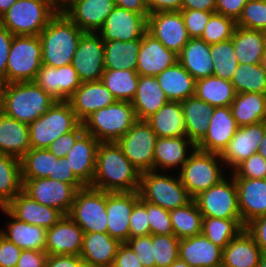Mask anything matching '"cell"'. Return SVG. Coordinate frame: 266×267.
Masks as SVG:
<instances>
[{
  "instance_id": "6da1fadb",
  "label": "cell",
  "mask_w": 266,
  "mask_h": 267,
  "mask_svg": "<svg viewBox=\"0 0 266 267\" xmlns=\"http://www.w3.org/2000/svg\"><path fill=\"white\" fill-rule=\"evenodd\" d=\"M140 174L117 142H100L90 187L106 192L138 191Z\"/></svg>"
},
{
  "instance_id": "7a4b0ae2",
  "label": "cell",
  "mask_w": 266,
  "mask_h": 267,
  "mask_svg": "<svg viewBox=\"0 0 266 267\" xmlns=\"http://www.w3.org/2000/svg\"><path fill=\"white\" fill-rule=\"evenodd\" d=\"M83 33L62 10H59L39 34L42 64L55 68L71 64Z\"/></svg>"
},
{
  "instance_id": "3957f363",
  "label": "cell",
  "mask_w": 266,
  "mask_h": 267,
  "mask_svg": "<svg viewBox=\"0 0 266 267\" xmlns=\"http://www.w3.org/2000/svg\"><path fill=\"white\" fill-rule=\"evenodd\" d=\"M56 101L34 81L7 83L3 113L29 125L45 115Z\"/></svg>"
},
{
  "instance_id": "277c9868",
  "label": "cell",
  "mask_w": 266,
  "mask_h": 267,
  "mask_svg": "<svg viewBox=\"0 0 266 267\" xmlns=\"http://www.w3.org/2000/svg\"><path fill=\"white\" fill-rule=\"evenodd\" d=\"M59 10L54 0H17L0 17V24L13 35H39Z\"/></svg>"
},
{
  "instance_id": "5b68a950",
  "label": "cell",
  "mask_w": 266,
  "mask_h": 267,
  "mask_svg": "<svg viewBox=\"0 0 266 267\" xmlns=\"http://www.w3.org/2000/svg\"><path fill=\"white\" fill-rule=\"evenodd\" d=\"M175 173L153 170L141 173L138 189L140 199L168 211L189 203L192 198L182 185L178 172Z\"/></svg>"
},
{
  "instance_id": "8992f818",
  "label": "cell",
  "mask_w": 266,
  "mask_h": 267,
  "mask_svg": "<svg viewBox=\"0 0 266 267\" xmlns=\"http://www.w3.org/2000/svg\"><path fill=\"white\" fill-rule=\"evenodd\" d=\"M225 169L220 154L205 152L196 148L178 174L182 185L194 199L228 175L226 173L228 171Z\"/></svg>"
},
{
  "instance_id": "52a82bcc",
  "label": "cell",
  "mask_w": 266,
  "mask_h": 267,
  "mask_svg": "<svg viewBox=\"0 0 266 267\" xmlns=\"http://www.w3.org/2000/svg\"><path fill=\"white\" fill-rule=\"evenodd\" d=\"M137 121L129 101H115L88 116L82 123L85 132L99 142H117Z\"/></svg>"
},
{
  "instance_id": "ba28073f",
  "label": "cell",
  "mask_w": 266,
  "mask_h": 267,
  "mask_svg": "<svg viewBox=\"0 0 266 267\" xmlns=\"http://www.w3.org/2000/svg\"><path fill=\"white\" fill-rule=\"evenodd\" d=\"M41 66L42 44L39 35H14L4 82L34 81Z\"/></svg>"
},
{
  "instance_id": "9c48e42d",
  "label": "cell",
  "mask_w": 266,
  "mask_h": 267,
  "mask_svg": "<svg viewBox=\"0 0 266 267\" xmlns=\"http://www.w3.org/2000/svg\"><path fill=\"white\" fill-rule=\"evenodd\" d=\"M80 123L68 101H56L45 115L28 125L31 148L47 149L53 141L73 131Z\"/></svg>"
},
{
  "instance_id": "30bf717a",
  "label": "cell",
  "mask_w": 266,
  "mask_h": 267,
  "mask_svg": "<svg viewBox=\"0 0 266 267\" xmlns=\"http://www.w3.org/2000/svg\"><path fill=\"white\" fill-rule=\"evenodd\" d=\"M67 215L84 233H107L106 191L90 186L77 190Z\"/></svg>"
},
{
  "instance_id": "8fae6325",
  "label": "cell",
  "mask_w": 266,
  "mask_h": 267,
  "mask_svg": "<svg viewBox=\"0 0 266 267\" xmlns=\"http://www.w3.org/2000/svg\"><path fill=\"white\" fill-rule=\"evenodd\" d=\"M194 200L203 217L241 219L237 186L231 173Z\"/></svg>"
},
{
  "instance_id": "7c38bea8",
  "label": "cell",
  "mask_w": 266,
  "mask_h": 267,
  "mask_svg": "<svg viewBox=\"0 0 266 267\" xmlns=\"http://www.w3.org/2000/svg\"><path fill=\"white\" fill-rule=\"evenodd\" d=\"M156 133L145 120H137L117 144L123 154L140 172L155 171Z\"/></svg>"
},
{
  "instance_id": "4fadbf2b",
  "label": "cell",
  "mask_w": 266,
  "mask_h": 267,
  "mask_svg": "<svg viewBox=\"0 0 266 267\" xmlns=\"http://www.w3.org/2000/svg\"><path fill=\"white\" fill-rule=\"evenodd\" d=\"M71 65L81 82L100 81L104 66V41L98 33L84 32Z\"/></svg>"
},
{
  "instance_id": "5bb4252c",
  "label": "cell",
  "mask_w": 266,
  "mask_h": 267,
  "mask_svg": "<svg viewBox=\"0 0 266 267\" xmlns=\"http://www.w3.org/2000/svg\"><path fill=\"white\" fill-rule=\"evenodd\" d=\"M22 190L42 205L67 215L74 202L76 189L68 183L50 178L22 179Z\"/></svg>"
},
{
  "instance_id": "9a60e30c",
  "label": "cell",
  "mask_w": 266,
  "mask_h": 267,
  "mask_svg": "<svg viewBox=\"0 0 266 267\" xmlns=\"http://www.w3.org/2000/svg\"><path fill=\"white\" fill-rule=\"evenodd\" d=\"M147 32L177 55L190 39L180 11L148 15Z\"/></svg>"
},
{
  "instance_id": "2e32d148",
  "label": "cell",
  "mask_w": 266,
  "mask_h": 267,
  "mask_svg": "<svg viewBox=\"0 0 266 267\" xmlns=\"http://www.w3.org/2000/svg\"><path fill=\"white\" fill-rule=\"evenodd\" d=\"M147 17L115 6L97 33L103 41L140 39L147 32Z\"/></svg>"
},
{
  "instance_id": "e0dca14e",
  "label": "cell",
  "mask_w": 266,
  "mask_h": 267,
  "mask_svg": "<svg viewBox=\"0 0 266 267\" xmlns=\"http://www.w3.org/2000/svg\"><path fill=\"white\" fill-rule=\"evenodd\" d=\"M266 133V121L239 127L220 154L226 170L232 172L240 163L256 154ZM228 168V169H227Z\"/></svg>"
},
{
  "instance_id": "ac0fdd59",
  "label": "cell",
  "mask_w": 266,
  "mask_h": 267,
  "mask_svg": "<svg viewBox=\"0 0 266 267\" xmlns=\"http://www.w3.org/2000/svg\"><path fill=\"white\" fill-rule=\"evenodd\" d=\"M115 6L114 0H66L60 10L83 32L97 33Z\"/></svg>"
},
{
  "instance_id": "d6986e66",
  "label": "cell",
  "mask_w": 266,
  "mask_h": 267,
  "mask_svg": "<svg viewBox=\"0 0 266 267\" xmlns=\"http://www.w3.org/2000/svg\"><path fill=\"white\" fill-rule=\"evenodd\" d=\"M139 199L138 191L106 192L107 233L121 243L129 239V220Z\"/></svg>"
},
{
  "instance_id": "ffe728a7",
  "label": "cell",
  "mask_w": 266,
  "mask_h": 267,
  "mask_svg": "<svg viewBox=\"0 0 266 267\" xmlns=\"http://www.w3.org/2000/svg\"><path fill=\"white\" fill-rule=\"evenodd\" d=\"M34 82L57 101H68L81 85L77 71L71 64L58 68L42 64Z\"/></svg>"
},
{
  "instance_id": "44dd1931",
  "label": "cell",
  "mask_w": 266,
  "mask_h": 267,
  "mask_svg": "<svg viewBox=\"0 0 266 267\" xmlns=\"http://www.w3.org/2000/svg\"><path fill=\"white\" fill-rule=\"evenodd\" d=\"M238 128L230 106L214 107L208 131L196 148L205 152L221 154Z\"/></svg>"
},
{
  "instance_id": "7402d4cb",
  "label": "cell",
  "mask_w": 266,
  "mask_h": 267,
  "mask_svg": "<svg viewBox=\"0 0 266 267\" xmlns=\"http://www.w3.org/2000/svg\"><path fill=\"white\" fill-rule=\"evenodd\" d=\"M84 232L68 215L46 229L45 251L48 255H80Z\"/></svg>"
},
{
  "instance_id": "603a6c76",
  "label": "cell",
  "mask_w": 266,
  "mask_h": 267,
  "mask_svg": "<svg viewBox=\"0 0 266 267\" xmlns=\"http://www.w3.org/2000/svg\"><path fill=\"white\" fill-rule=\"evenodd\" d=\"M4 208L16 219L45 229L51 228L64 216L56 208L38 203L23 190Z\"/></svg>"
},
{
  "instance_id": "cb8c5ba5",
  "label": "cell",
  "mask_w": 266,
  "mask_h": 267,
  "mask_svg": "<svg viewBox=\"0 0 266 267\" xmlns=\"http://www.w3.org/2000/svg\"><path fill=\"white\" fill-rule=\"evenodd\" d=\"M137 60L138 75L156 77L166 68L175 65L178 55L146 32L141 40Z\"/></svg>"
},
{
  "instance_id": "d4e9b609",
  "label": "cell",
  "mask_w": 266,
  "mask_h": 267,
  "mask_svg": "<svg viewBox=\"0 0 266 267\" xmlns=\"http://www.w3.org/2000/svg\"><path fill=\"white\" fill-rule=\"evenodd\" d=\"M116 99L100 81L81 82L68 99L76 118L82 123L88 116L99 109L113 104Z\"/></svg>"
},
{
  "instance_id": "484cf974",
  "label": "cell",
  "mask_w": 266,
  "mask_h": 267,
  "mask_svg": "<svg viewBox=\"0 0 266 267\" xmlns=\"http://www.w3.org/2000/svg\"><path fill=\"white\" fill-rule=\"evenodd\" d=\"M196 146L187 136L158 137L154 148L155 171H180Z\"/></svg>"
},
{
  "instance_id": "4316f807",
  "label": "cell",
  "mask_w": 266,
  "mask_h": 267,
  "mask_svg": "<svg viewBox=\"0 0 266 267\" xmlns=\"http://www.w3.org/2000/svg\"><path fill=\"white\" fill-rule=\"evenodd\" d=\"M99 143L92 134L84 132L65 156L69 168L85 186H91L94 178Z\"/></svg>"
},
{
  "instance_id": "83f0119b",
  "label": "cell",
  "mask_w": 266,
  "mask_h": 267,
  "mask_svg": "<svg viewBox=\"0 0 266 267\" xmlns=\"http://www.w3.org/2000/svg\"><path fill=\"white\" fill-rule=\"evenodd\" d=\"M222 250L203 234L179 242V258L190 267H221Z\"/></svg>"
},
{
  "instance_id": "f1b7e54d",
  "label": "cell",
  "mask_w": 266,
  "mask_h": 267,
  "mask_svg": "<svg viewBox=\"0 0 266 267\" xmlns=\"http://www.w3.org/2000/svg\"><path fill=\"white\" fill-rule=\"evenodd\" d=\"M242 223L266 215V179L234 178Z\"/></svg>"
},
{
  "instance_id": "f546056e",
  "label": "cell",
  "mask_w": 266,
  "mask_h": 267,
  "mask_svg": "<svg viewBox=\"0 0 266 267\" xmlns=\"http://www.w3.org/2000/svg\"><path fill=\"white\" fill-rule=\"evenodd\" d=\"M0 212L2 216L6 215L9 219L3 225L5 228H0V234L3 237L22 250L45 251V228L16 219L4 207Z\"/></svg>"
},
{
  "instance_id": "4dcf8cb0",
  "label": "cell",
  "mask_w": 266,
  "mask_h": 267,
  "mask_svg": "<svg viewBox=\"0 0 266 267\" xmlns=\"http://www.w3.org/2000/svg\"><path fill=\"white\" fill-rule=\"evenodd\" d=\"M121 244L108 233H84L80 256L87 267H112Z\"/></svg>"
},
{
  "instance_id": "1f68e13d",
  "label": "cell",
  "mask_w": 266,
  "mask_h": 267,
  "mask_svg": "<svg viewBox=\"0 0 266 267\" xmlns=\"http://www.w3.org/2000/svg\"><path fill=\"white\" fill-rule=\"evenodd\" d=\"M262 252L244 228L222 250L221 267H257Z\"/></svg>"
},
{
  "instance_id": "d6a6232c",
  "label": "cell",
  "mask_w": 266,
  "mask_h": 267,
  "mask_svg": "<svg viewBox=\"0 0 266 267\" xmlns=\"http://www.w3.org/2000/svg\"><path fill=\"white\" fill-rule=\"evenodd\" d=\"M169 100L156 77L139 75L137 92L131 104L137 120H146Z\"/></svg>"
},
{
  "instance_id": "836d02e7",
  "label": "cell",
  "mask_w": 266,
  "mask_h": 267,
  "mask_svg": "<svg viewBox=\"0 0 266 267\" xmlns=\"http://www.w3.org/2000/svg\"><path fill=\"white\" fill-rule=\"evenodd\" d=\"M30 148L28 124L0 114V153L20 160Z\"/></svg>"
},
{
  "instance_id": "e575fe53",
  "label": "cell",
  "mask_w": 266,
  "mask_h": 267,
  "mask_svg": "<svg viewBox=\"0 0 266 267\" xmlns=\"http://www.w3.org/2000/svg\"><path fill=\"white\" fill-rule=\"evenodd\" d=\"M178 62L195 80L213 75L210 45L201 38H190L178 54Z\"/></svg>"
},
{
  "instance_id": "d590c367",
  "label": "cell",
  "mask_w": 266,
  "mask_h": 267,
  "mask_svg": "<svg viewBox=\"0 0 266 267\" xmlns=\"http://www.w3.org/2000/svg\"><path fill=\"white\" fill-rule=\"evenodd\" d=\"M186 136L196 146L206 135L214 107L195 95L181 101Z\"/></svg>"
},
{
  "instance_id": "8d00e7d4",
  "label": "cell",
  "mask_w": 266,
  "mask_h": 267,
  "mask_svg": "<svg viewBox=\"0 0 266 267\" xmlns=\"http://www.w3.org/2000/svg\"><path fill=\"white\" fill-rule=\"evenodd\" d=\"M169 101H184L195 95V79L179 63L166 68L156 76Z\"/></svg>"
},
{
  "instance_id": "74e56055",
  "label": "cell",
  "mask_w": 266,
  "mask_h": 267,
  "mask_svg": "<svg viewBox=\"0 0 266 267\" xmlns=\"http://www.w3.org/2000/svg\"><path fill=\"white\" fill-rule=\"evenodd\" d=\"M145 121L156 133L157 137L186 136L181 102L168 101Z\"/></svg>"
},
{
  "instance_id": "f35d334b",
  "label": "cell",
  "mask_w": 266,
  "mask_h": 267,
  "mask_svg": "<svg viewBox=\"0 0 266 267\" xmlns=\"http://www.w3.org/2000/svg\"><path fill=\"white\" fill-rule=\"evenodd\" d=\"M232 43L239 64L266 63L262 31L236 26Z\"/></svg>"
},
{
  "instance_id": "ab89813d",
  "label": "cell",
  "mask_w": 266,
  "mask_h": 267,
  "mask_svg": "<svg viewBox=\"0 0 266 267\" xmlns=\"http://www.w3.org/2000/svg\"><path fill=\"white\" fill-rule=\"evenodd\" d=\"M230 107L239 127L266 121V94L255 92L236 94Z\"/></svg>"
},
{
  "instance_id": "60d3db41",
  "label": "cell",
  "mask_w": 266,
  "mask_h": 267,
  "mask_svg": "<svg viewBox=\"0 0 266 267\" xmlns=\"http://www.w3.org/2000/svg\"><path fill=\"white\" fill-rule=\"evenodd\" d=\"M141 40L104 41V66L113 70H136Z\"/></svg>"
},
{
  "instance_id": "b9f144b4",
  "label": "cell",
  "mask_w": 266,
  "mask_h": 267,
  "mask_svg": "<svg viewBox=\"0 0 266 267\" xmlns=\"http://www.w3.org/2000/svg\"><path fill=\"white\" fill-rule=\"evenodd\" d=\"M195 96L213 107L231 106L236 92L229 80L214 75L195 81Z\"/></svg>"
},
{
  "instance_id": "7bdbcfd3",
  "label": "cell",
  "mask_w": 266,
  "mask_h": 267,
  "mask_svg": "<svg viewBox=\"0 0 266 267\" xmlns=\"http://www.w3.org/2000/svg\"><path fill=\"white\" fill-rule=\"evenodd\" d=\"M169 213L174 235L178 239L202 234L203 216L194 199Z\"/></svg>"
},
{
  "instance_id": "ee69618b",
  "label": "cell",
  "mask_w": 266,
  "mask_h": 267,
  "mask_svg": "<svg viewBox=\"0 0 266 267\" xmlns=\"http://www.w3.org/2000/svg\"><path fill=\"white\" fill-rule=\"evenodd\" d=\"M138 80L139 75L136 70L105 69L101 77V82L117 101L129 102L136 95Z\"/></svg>"
},
{
  "instance_id": "f6af8a7d",
  "label": "cell",
  "mask_w": 266,
  "mask_h": 267,
  "mask_svg": "<svg viewBox=\"0 0 266 267\" xmlns=\"http://www.w3.org/2000/svg\"><path fill=\"white\" fill-rule=\"evenodd\" d=\"M20 160L0 153V205L5 207L22 191Z\"/></svg>"
},
{
  "instance_id": "bcb514c9",
  "label": "cell",
  "mask_w": 266,
  "mask_h": 267,
  "mask_svg": "<svg viewBox=\"0 0 266 267\" xmlns=\"http://www.w3.org/2000/svg\"><path fill=\"white\" fill-rule=\"evenodd\" d=\"M57 160L48 149L30 148L20 159L22 179L54 177Z\"/></svg>"
},
{
  "instance_id": "7dc6e473",
  "label": "cell",
  "mask_w": 266,
  "mask_h": 267,
  "mask_svg": "<svg viewBox=\"0 0 266 267\" xmlns=\"http://www.w3.org/2000/svg\"><path fill=\"white\" fill-rule=\"evenodd\" d=\"M230 82L236 94L248 92L266 94V63L239 64Z\"/></svg>"
},
{
  "instance_id": "c3c4849f",
  "label": "cell",
  "mask_w": 266,
  "mask_h": 267,
  "mask_svg": "<svg viewBox=\"0 0 266 267\" xmlns=\"http://www.w3.org/2000/svg\"><path fill=\"white\" fill-rule=\"evenodd\" d=\"M244 228L242 219L203 217L202 234L222 249Z\"/></svg>"
},
{
  "instance_id": "681fc988",
  "label": "cell",
  "mask_w": 266,
  "mask_h": 267,
  "mask_svg": "<svg viewBox=\"0 0 266 267\" xmlns=\"http://www.w3.org/2000/svg\"><path fill=\"white\" fill-rule=\"evenodd\" d=\"M210 55L213 59V75L231 81L239 66L232 38L210 45Z\"/></svg>"
},
{
  "instance_id": "f907efd6",
  "label": "cell",
  "mask_w": 266,
  "mask_h": 267,
  "mask_svg": "<svg viewBox=\"0 0 266 267\" xmlns=\"http://www.w3.org/2000/svg\"><path fill=\"white\" fill-rule=\"evenodd\" d=\"M236 27L233 18L214 13L206 24L201 39L209 45L230 40Z\"/></svg>"
},
{
  "instance_id": "816d5d0a",
  "label": "cell",
  "mask_w": 266,
  "mask_h": 267,
  "mask_svg": "<svg viewBox=\"0 0 266 267\" xmlns=\"http://www.w3.org/2000/svg\"><path fill=\"white\" fill-rule=\"evenodd\" d=\"M179 242L174 234L152 235L156 267H169L179 257Z\"/></svg>"
},
{
  "instance_id": "f5cc1de1",
  "label": "cell",
  "mask_w": 266,
  "mask_h": 267,
  "mask_svg": "<svg viewBox=\"0 0 266 267\" xmlns=\"http://www.w3.org/2000/svg\"><path fill=\"white\" fill-rule=\"evenodd\" d=\"M236 26L249 30H266V2L249 0L243 7L242 14L236 21Z\"/></svg>"
},
{
  "instance_id": "db71d44e",
  "label": "cell",
  "mask_w": 266,
  "mask_h": 267,
  "mask_svg": "<svg viewBox=\"0 0 266 267\" xmlns=\"http://www.w3.org/2000/svg\"><path fill=\"white\" fill-rule=\"evenodd\" d=\"M230 173L234 178L266 179V160L258 153L253 154Z\"/></svg>"
},
{
  "instance_id": "11a10c76",
  "label": "cell",
  "mask_w": 266,
  "mask_h": 267,
  "mask_svg": "<svg viewBox=\"0 0 266 267\" xmlns=\"http://www.w3.org/2000/svg\"><path fill=\"white\" fill-rule=\"evenodd\" d=\"M147 214L151 235L174 234L168 210L147 202Z\"/></svg>"
},
{
  "instance_id": "9f6ffc18",
  "label": "cell",
  "mask_w": 266,
  "mask_h": 267,
  "mask_svg": "<svg viewBox=\"0 0 266 267\" xmlns=\"http://www.w3.org/2000/svg\"><path fill=\"white\" fill-rule=\"evenodd\" d=\"M129 223V238L150 234L147 202L139 199L133 207Z\"/></svg>"
},
{
  "instance_id": "6f0895ef",
  "label": "cell",
  "mask_w": 266,
  "mask_h": 267,
  "mask_svg": "<svg viewBox=\"0 0 266 267\" xmlns=\"http://www.w3.org/2000/svg\"><path fill=\"white\" fill-rule=\"evenodd\" d=\"M180 12L190 38H201L206 24L209 22L210 17L214 14V12L194 9H182Z\"/></svg>"
},
{
  "instance_id": "680465c9",
  "label": "cell",
  "mask_w": 266,
  "mask_h": 267,
  "mask_svg": "<svg viewBox=\"0 0 266 267\" xmlns=\"http://www.w3.org/2000/svg\"><path fill=\"white\" fill-rule=\"evenodd\" d=\"M126 243L137 254L143 267H156L151 234L129 238Z\"/></svg>"
},
{
  "instance_id": "91938a15",
  "label": "cell",
  "mask_w": 266,
  "mask_h": 267,
  "mask_svg": "<svg viewBox=\"0 0 266 267\" xmlns=\"http://www.w3.org/2000/svg\"><path fill=\"white\" fill-rule=\"evenodd\" d=\"M84 132V125L80 123L73 131L67 132L53 141L47 149L57 158H64Z\"/></svg>"
},
{
  "instance_id": "94428289",
  "label": "cell",
  "mask_w": 266,
  "mask_h": 267,
  "mask_svg": "<svg viewBox=\"0 0 266 267\" xmlns=\"http://www.w3.org/2000/svg\"><path fill=\"white\" fill-rule=\"evenodd\" d=\"M53 180H59L71 184L76 190L86 187L73 173L67 164V159L58 158L55 162L54 177H48Z\"/></svg>"
},
{
  "instance_id": "6125c7cd",
  "label": "cell",
  "mask_w": 266,
  "mask_h": 267,
  "mask_svg": "<svg viewBox=\"0 0 266 267\" xmlns=\"http://www.w3.org/2000/svg\"><path fill=\"white\" fill-rule=\"evenodd\" d=\"M22 249L0 234V267H16Z\"/></svg>"
},
{
  "instance_id": "be15d7a7",
  "label": "cell",
  "mask_w": 266,
  "mask_h": 267,
  "mask_svg": "<svg viewBox=\"0 0 266 267\" xmlns=\"http://www.w3.org/2000/svg\"><path fill=\"white\" fill-rule=\"evenodd\" d=\"M245 229L253 237L262 254H266V215L254 218L245 225Z\"/></svg>"
},
{
  "instance_id": "e7e4bbea",
  "label": "cell",
  "mask_w": 266,
  "mask_h": 267,
  "mask_svg": "<svg viewBox=\"0 0 266 267\" xmlns=\"http://www.w3.org/2000/svg\"><path fill=\"white\" fill-rule=\"evenodd\" d=\"M112 267H143L137 254L127 243H122L114 258Z\"/></svg>"
},
{
  "instance_id": "03108f58",
  "label": "cell",
  "mask_w": 266,
  "mask_h": 267,
  "mask_svg": "<svg viewBox=\"0 0 266 267\" xmlns=\"http://www.w3.org/2000/svg\"><path fill=\"white\" fill-rule=\"evenodd\" d=\"M249 0H216L215 13L221 14L235 21L241 16L243 7Z\"/></svg>"
},
{
  "instance_id": "003e7915",
  "label": "cell",
  "mask_w": 266,
  "mask_h": 267,
  "mask_svg": "<svg viewBox=\"0 0 266 267\" xmlns=\"http://www.w3.org/2000/svg\"><path fill=\"white\" fill-rule=\"evenodd\" d=\"M14 35L0 24V79L6 76L9 51Z\"/></svg>"
},
{
  "instance_id": "a7ac6f4b",
  "label": "cell",
  "mask_w": 266,
  "mask_h": 267,
  "mask_svg": "<svg viewBox=\"0 0 266 267\" xmlns=\"http://www.w3.org/2000/svg\"><path fill=\"white\" fill-rule=\"evenodd\" d=\"M46 251L22 250L16 267H45Z\"/></svg>"
},
{
  "instance_id": "89a4df30",
  "label": "cell",
  "mask_w": 266,
  "mask_h": 267,
  "mask_svg": "<svg viewBox=\"0 0 266 267\" xmlns=\"http://www.w3.org/2000/svg\"><path fill=\"white\" fill-rule=\"evenodd\" d=\"M45 267H87L80 255H48Z\"/></svg>"
},
{
  "instance_id": "2644e50d",
  "label": "cell",
  "mask_w": 266,
  "mask_h": 267,
  "mask_svg": "<svg viewBox=\"0 0 266 267\" xmlns=\"http://www.w3.org/2000/svg\"><path fill=\"white\" fill-rule=\"evenodd\" d=\"M183 0H147V9L150 14L156 12L181 11Z\"/></svg>"
},
{
  "instance_id": "8c879c8a",
  "label": "cell",
  "mask_w": 266,
  "mask_h": 267,
  "mask_svg": "<svg viewBox=\"0 0 266 267\" xmlns=\"http://www.w3.org/2000/svg\"><path fill=\"white\" fill-rule=\"evenodd\" d=\"M115 5L141 15H149L147 0H114Z\"/></svg>"
},
{
  "instance_id": "753ad0ef",
  "label": "cell",
  "mask_w": 266,
  "mask_h": 267,
  "mask_svg": "<svg viewBox=\"0 0 266 267\" xmlns=\"http://www.w3.org/2000/svg\"><path fill=\"white\" fill-rule=\"evenodd\" d=\"M182 9H194L215 13L216 0H183Z\"/></svg>"
},
{
  "instance_id": "34e18365",
  "label": "cell",
  "mask_w": 266,
  "mask_h": 267,
  "mask_svg": "<svg viewBox=\"0 0 266 267\" xmlns=\"http://www.w3.org/2000/svg\"><path fill=\"white\" fill-rule=\"evenodd\" d=\"M17 0H0V17L8 11V9L16 2Z\"/></svg>"
},
{
  "instance_id": "11e5206c",
  "label": "cell",
  "mask_w": 266,
  "mask_h": 267,
  "mask_svg": "<svg viewBox=\"0 0 266 267\" xmlns=\"http://www.w3.org/2000/svg\"><path fill=\"white\" fill-rule=\"evenodd\" d=\"M5 85L6 83L4 82V80L0 79V114L3 113Z\"/></svg>"
},
{
  "instance_id": "2a66077c",
  "label": "cell",
  "mask_w": 266,
  "mask_h": 267,
  "mask_svg": "<svg viewBox=\"0 0 266 267\" xmlns=\"http://www.w3.org/2000/svg\"><path fill=\"white\" fill-rule=\"evenodd\" d=\"M257 153L260 154L266 160V133L264 135V138L262 139V142L258 147Z\"/></svg>"
},
{
  "instance_id": "b9fcfbb0",
  "label": "cell",
  "mask_w": 266,
  "mask_h": 267,
  "mask_svg": "<svg viewBox=\"0 0 266 267\" xmlns=\"http://www.w3.org/2000/svg\"><path fill=\"white\" fill-rule=\"evenodd\" d=\"M169 267H190L185 261L179 257Z\"/></svg>"
},
{
  "instance_id": "09005b40",
  "label": "cell",
  "mask_w": 266,
  "mask_h": 267,
  "mask_svg": "<svg viewBox=\"0 0 266 267\" xmlns=\"http://www.w3.org/2000/svg\"><path fill=\"white\" fill-rule=\"evenodd\" d=\"M257 267H266V254H262Z\"/></svg>"
},
{
  "instance_id": "979ff035",
  "label": "cell",
  "mask_w": 266,
  "mask_h": 267,
  "mask_svg": "<svg viewBox=\"0 0 266 267\" xmlns=\"http://www.w3.org/2000/svg\"><path fill=\"white\" fill-rule=\"evenodd\" d=\"M262 35H263L264 49H265V53H266V30L262 31Z\"/></svg>"
},
{
  "instance_id": "deb4b68c",
  "label": "cell",
  "mask_w": 266,
  "mask_h": 267,
  "mask_svg": "<svg viewBox=\"0 0 266 267\" xmlns=\"http://www.w3.org/2000/svg\"><path fill=\"white\" fill-rule=\"evenodd\" d=\"M59 6L64 3L66 0H54Z\"/></svg>"
}]
</instances>
